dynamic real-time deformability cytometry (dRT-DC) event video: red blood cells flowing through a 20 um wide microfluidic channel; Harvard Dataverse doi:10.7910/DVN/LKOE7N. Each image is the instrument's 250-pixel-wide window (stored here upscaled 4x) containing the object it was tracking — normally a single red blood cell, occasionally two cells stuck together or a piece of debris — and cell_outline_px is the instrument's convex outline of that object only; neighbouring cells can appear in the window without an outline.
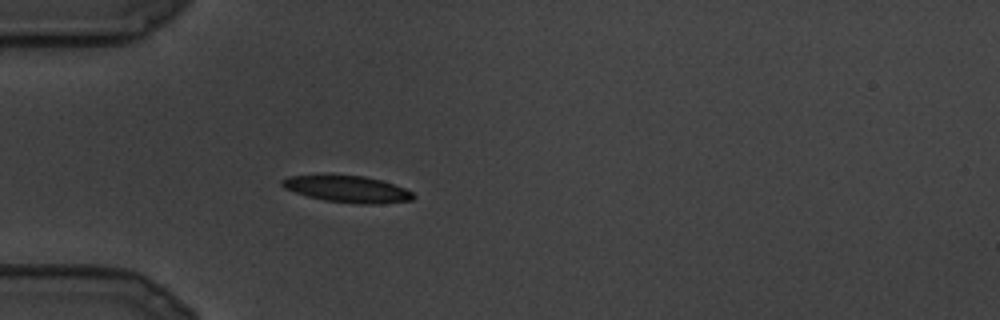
{"species": "common noctule bat (a hibernating species)", "species_latin": "Nyctalus noctula", "temperature_condition": "cold", "stored_images_in_passage": 14, "camera_frame_rate_fps": 3000, "um_per_image_px": 0.085, "animal": {"sex": "male", "body_mass_g": 19.5, "forearm_length_mm": 54.6}, "frame": {"image": 1, "passage_image": 7, "time_ms": 2.0, "image_size_px": [1000, 320], "cell_outline_px": [[416, 196], [412, 200], [376, 204], [360, 204], [324, 200], [308, 196], [284, 188], [280, 184], [280, 180], [288, 176], [364, 176], [380, 180], [404, 188], [412, 192]], "centroid_in_image_um": [29.54, 16.08], "position_along_channel_um": 55.5, "area_um2": 19.94}}
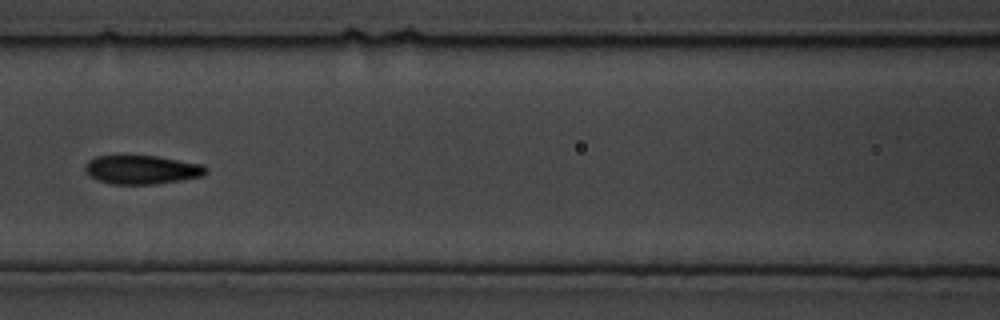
{"frame": {"image": 2, "passage_image": 11, "time_ms": 3.333, "image_size_px": [1000, 320], "cell_outline_px": [[208, 172], [204, 176], [180, 180], [152, 184], [112, 184], [88, 176], [84, 168], [84, 164], [88, 160], [96, 156], [156, 156], [200, 164], [208, 168]], "centroid_in_image_um": [12.04, 14.42], "position_along_channel_um": 154.6, "area_um2": 20.17}}
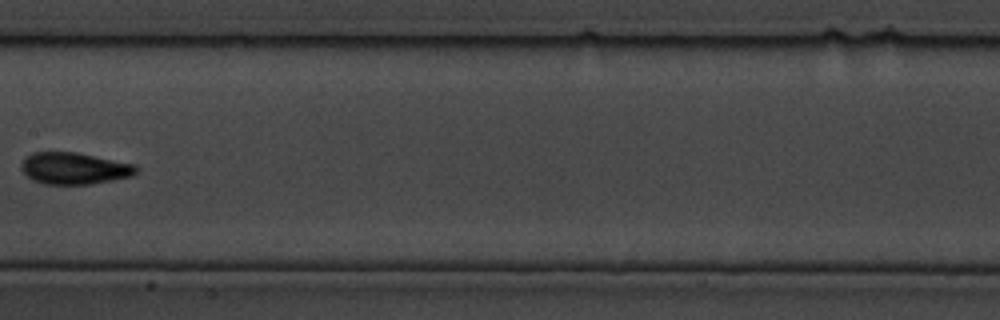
{"frame": {"image": 3, "passage_image": 13, "time_ms": 4.0, "image_size_px": [1000, 320], "cell_outline_px": [[140, 168], [132, 176], [92, 184], [44, 184], [32, 180], [24, 172], [20, 164], [32, 152], [76, 152], [136, 164]], "centroid_in_image_um": [6.35, 14.31], "position_along_channel_um": 201.1, "area_um2": 21.27}}